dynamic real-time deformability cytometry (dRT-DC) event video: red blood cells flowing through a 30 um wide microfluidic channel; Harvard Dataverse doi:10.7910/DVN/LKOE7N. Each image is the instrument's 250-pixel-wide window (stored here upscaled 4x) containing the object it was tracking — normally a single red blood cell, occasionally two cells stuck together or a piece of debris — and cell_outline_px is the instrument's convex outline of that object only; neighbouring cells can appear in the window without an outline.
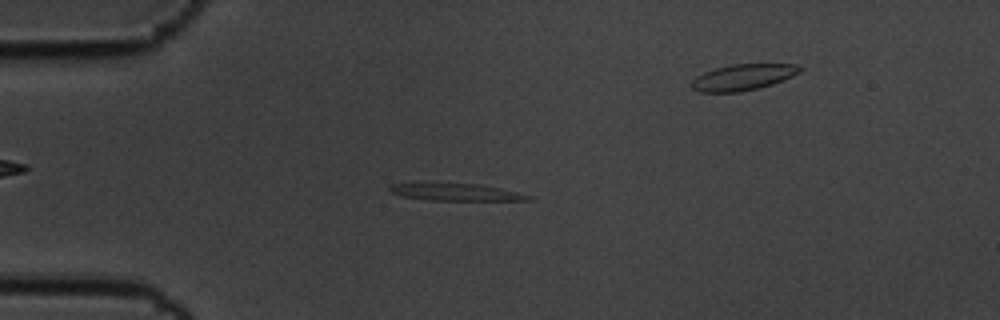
{"species": "common noctule bat (a hibernating species)", "species_latin": "Nyctalus noctula", "temperature_condition": "cold", "stored_images_in_passage": 58, "segment_of_instrument_passage": [1, 2], "camera_frame_rate_fps": 3000, "um_per_image_px": 0.085, "animal": {"sex": "male", "body_mass_g": 19.5, "forearm_length_mm": 54.6}, "frame": {"image": 1, "passage_image": 14, "time_ms": 4.333, "image_size_px": [1000, 320], "cell_outline_px": [[532, 200], [432, 200], [400, 196], [392, 192], [388, 188], [392, 184], [420, 180], [480, 184], [500, 188], [532, 196]], "centroid_in_image_um": [38.6, 16.27], "position_along_channel_um": 46.4, "area_um2": 14.62}}
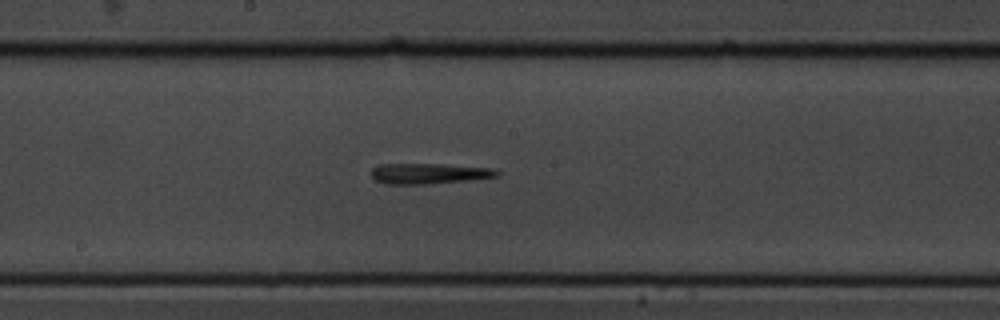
{"frame": {"image": 2, "passage_image": 30, "time_ms": 9.667, "image_size_px": [1000, 320], "cell_outline_px": [[500, 172], [496, 176], [464, 180], [428, 184], [388, 184], [376, 180], [372, 176], [372, 168], [380, 164], [440, 164], [496, 168]], "centroid_in_image_um": [36.45, 14.74], "position_along_channel_um": 211.7, "area_um2": 14.85}}
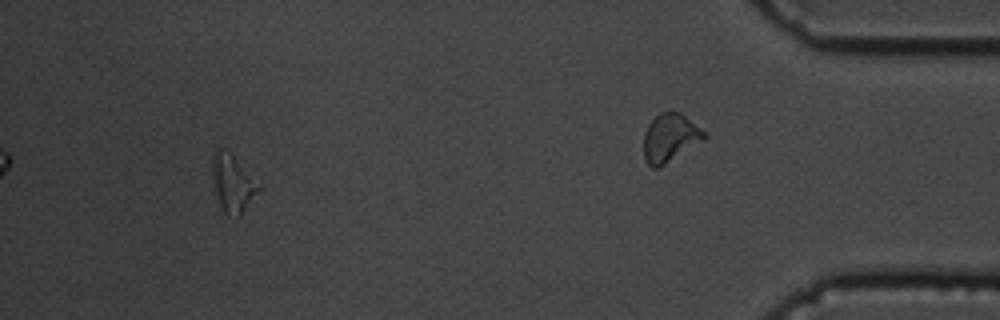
{"frame": {"image": 3, "passage_image": 53, "time_ms": 17.333, "image_size_px": [1000, 320], "cell_outline_px": [[260, 188], [240, 216], [236, 220], [228, 216], [224, 212], [220, 204], [216, 192], [212, 160], [216, 152], [220, 148], [228, 148], [232, 152]], "centroid_in_image_um": [19.77, 15.59], "position_along_channel_um": 415.4, "area_um2": 14.97}}